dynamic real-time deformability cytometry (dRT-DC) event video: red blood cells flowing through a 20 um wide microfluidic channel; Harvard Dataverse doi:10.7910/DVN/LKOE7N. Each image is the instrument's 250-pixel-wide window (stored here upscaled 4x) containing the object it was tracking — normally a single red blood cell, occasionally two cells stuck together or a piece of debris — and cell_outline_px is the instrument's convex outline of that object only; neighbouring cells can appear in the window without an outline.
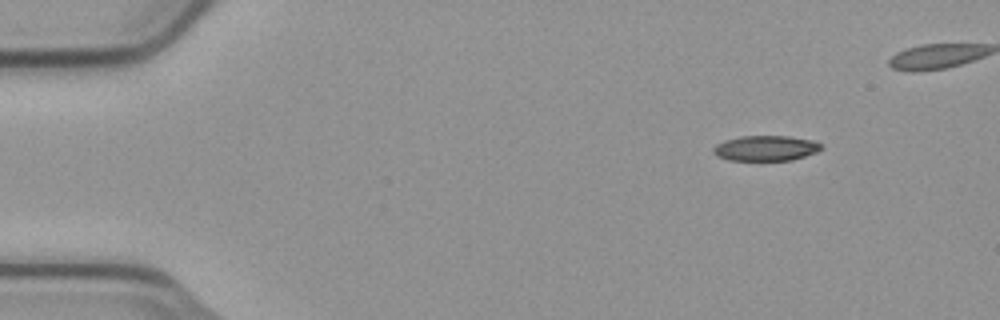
{"species": "common noctule bat (a hibernating species)", "species_latin": "Nyctalus noctula", "temperature_condition": "cold", "stored_images_in_passage": 6, "camera_frame_rate_fps": 3000, "um_per_image_px": 0.085, "animal": {"sex": "male", "body_mass_g": 23.1, "forearm_length_mm": 52.7}, "frame": {"image": 1, "passage_image": 1, "time_ms": 0.0, "image_size_px": [1000, 320], "cell_outline_px": [[824, 148], [816, 152], [792, 160], [728, 160], [716, 156], [712, 152], [712, 148], [716, 144], [724, 140], [740, 136], [788, 136], [812, 140], [820, 144]], "centroid_in_image_um": [65.05, 12.59], "position_along_channel_um": 20.0, "area_um2": 15.95}}
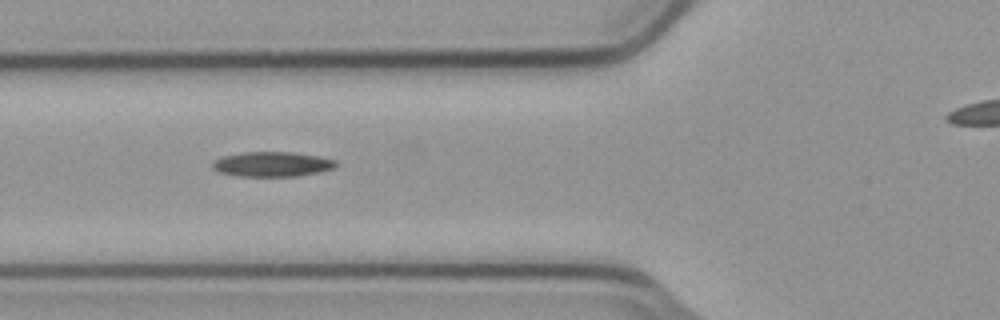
{"frame": {"image": 2, "passage_image": 5, "time_ms": 1.333, "image_size_px": [1000, 320], "cell_outline_px": [[336, 168], [320, 172], [296, 176], [236, 176], [216, 172], [212, 168], [212, 160], [224, 156], [244, 152], [292, 152], [320, 156], [336, 160]], "centroid_in_image_um": [23.12, 13.96], "position_along_channel_um": 102.7, "area_um2": 18.09}}
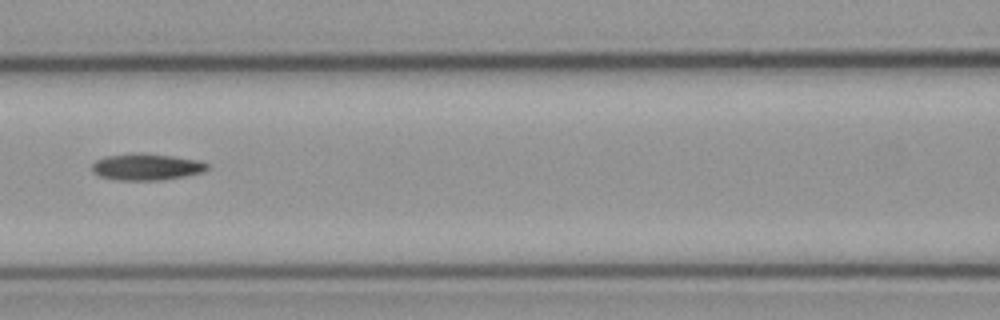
{"frame": {"image": 3, "passage_image": 6, "time_ms": 1.667, "image_size_px": [1000, 320], "cell_outline_px": [[208, 168], [200, 172], [180, 176], [156, 180], [120, 180], [100, 176], [92, 172], [92, 164], [96, 160], [104, 156], [132, 152], [140, 152], [172, 156], [196, 160], [208, 164]], "centroid_in_image_um": [12.35, 14.16], "position_along_channel_um": 154.2, "area_um2": 17.63}}